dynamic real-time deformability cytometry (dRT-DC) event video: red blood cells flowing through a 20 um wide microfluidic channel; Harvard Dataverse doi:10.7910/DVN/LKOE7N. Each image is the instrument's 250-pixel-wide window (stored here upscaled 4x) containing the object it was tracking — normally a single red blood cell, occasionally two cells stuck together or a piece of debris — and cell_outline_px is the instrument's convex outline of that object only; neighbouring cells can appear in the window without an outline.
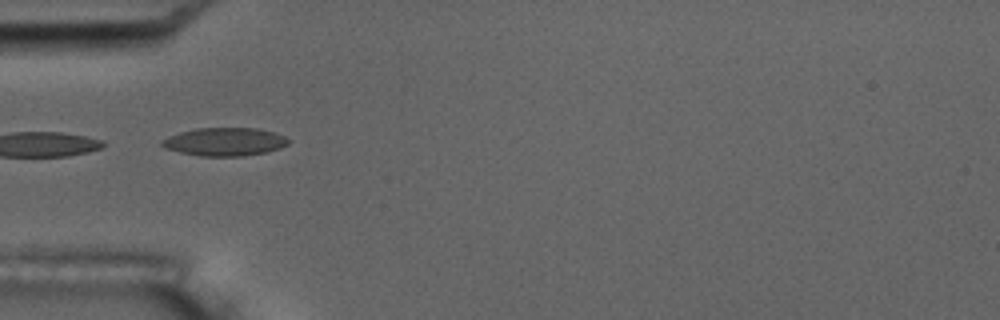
{"species": "common noctule bat (a hibernating species)", "species_latin": "Nyctalus noctula", "temperature_condition": "room temperature", "stored_images_in_passage": 10, "camera_frame_rate_fps": 3000, "um_per_image_px": 0.085, "animal": {"sex": "male", "body_mass_g": 17.5, "forearm_length_mm": 52.3}, "frame": {"image": 1, "passage_image": 6, "time_ms": 5.667, "image_size_px": [1000, 320], "cell_outline_px": [[292, 140], [288, 144], [280, 148], [268, 152], [240, 156], [200, 156], [180, 152], [164, 148], [160, 144], [160, 140], [180, 132], [196, 128], [256, 128], [272, 132], [284, 136]], "centroid_in_image_um": [19.1, 12.05], "position_along_channel_um": 65.9, "area_um2": 20.81}}